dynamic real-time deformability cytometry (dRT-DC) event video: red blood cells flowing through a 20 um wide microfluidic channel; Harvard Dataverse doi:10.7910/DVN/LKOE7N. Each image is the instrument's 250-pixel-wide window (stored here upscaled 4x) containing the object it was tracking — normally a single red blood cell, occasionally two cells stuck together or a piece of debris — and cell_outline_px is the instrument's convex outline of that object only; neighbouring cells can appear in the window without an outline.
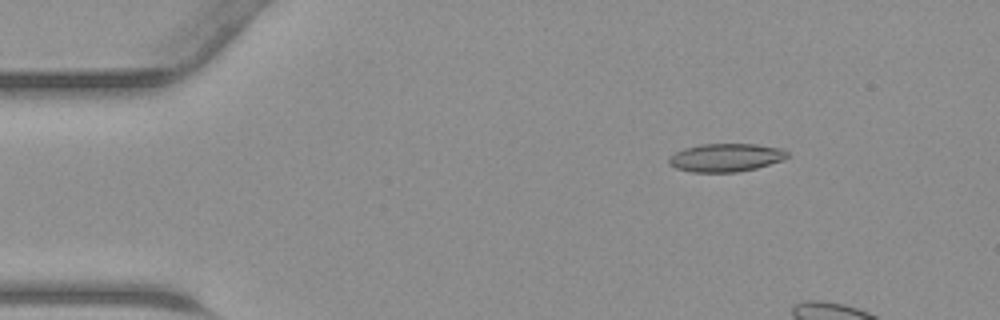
{"species": "common noctule bat (a hibernating species)", "species_latin": "Nyctalus noctula", "temperature_condition": "warm", "stored_images_in_passage": 12, "camera_frame_rate_fps": 3000, "um_per_image_px": 0.085, "animal": {"sex": "male", "body_mass_g": 23.1, "forearm_length_mm": 52.7}, "frame": {"image": 1, "passage_image": 7, "time_ms": 2.0, "image_size_px": [1000, 320], "cell_outline_px": [[788, 156], [784, 160], [756, 168], [736, 172], [692, 172], [676, 168], [668, 164], [668, 156], [684, 148], [700, 144], [756, 144], [784, 148], [788, 152]], "centroid_in_image_um": [61.7, 13.39], "position_along_channel_um": 23.3, "area_um2": 19.65}}